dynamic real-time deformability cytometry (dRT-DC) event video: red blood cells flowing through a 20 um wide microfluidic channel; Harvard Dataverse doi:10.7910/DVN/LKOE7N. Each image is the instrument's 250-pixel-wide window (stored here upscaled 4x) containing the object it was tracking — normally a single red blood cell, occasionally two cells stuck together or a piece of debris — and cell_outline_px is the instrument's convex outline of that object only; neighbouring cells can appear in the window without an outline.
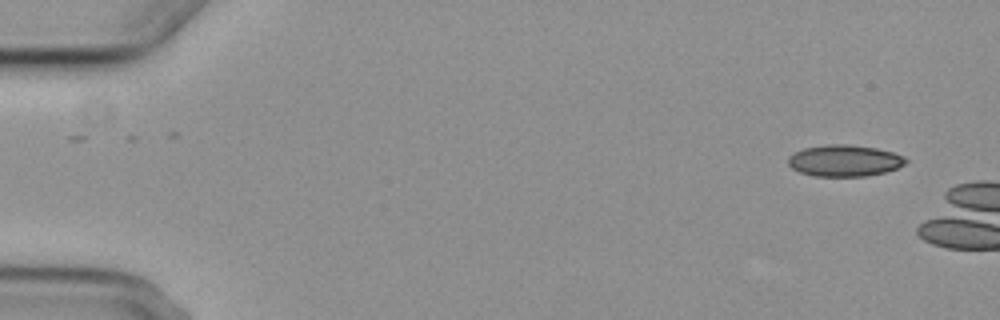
{"species": "common noctule bat (a hibernating species)", "species_latin": "Nyctalus noctula", "temperature_condition": "cold", "stored_images_in_passage": 2, "camera_frame_rate_fps": 3000, "um_per_image_px": 0.085, "animal": {"sex": "female", "body_mass_g": 29.2, "forearm_length_mm": 56.3}, "frame": {"image": 1, "passage_image": 1, "time_ms": 0.0, "image_size_px": [1000, 320], "cell_outline_px": [[908, 160], [904, 164], [896, 168], [884, 172], [864, 176], [812, 176], [800, 172], [792, 168], [788, 164], [788, 156], [804, 148], [828, 144], [848, 144], [876, 148], [892, 152], [904, 156]], "centroid_in_image_um": [71.76, 13.65], "position_along_channel_um": 13.2, "area_um2": 21.5}}